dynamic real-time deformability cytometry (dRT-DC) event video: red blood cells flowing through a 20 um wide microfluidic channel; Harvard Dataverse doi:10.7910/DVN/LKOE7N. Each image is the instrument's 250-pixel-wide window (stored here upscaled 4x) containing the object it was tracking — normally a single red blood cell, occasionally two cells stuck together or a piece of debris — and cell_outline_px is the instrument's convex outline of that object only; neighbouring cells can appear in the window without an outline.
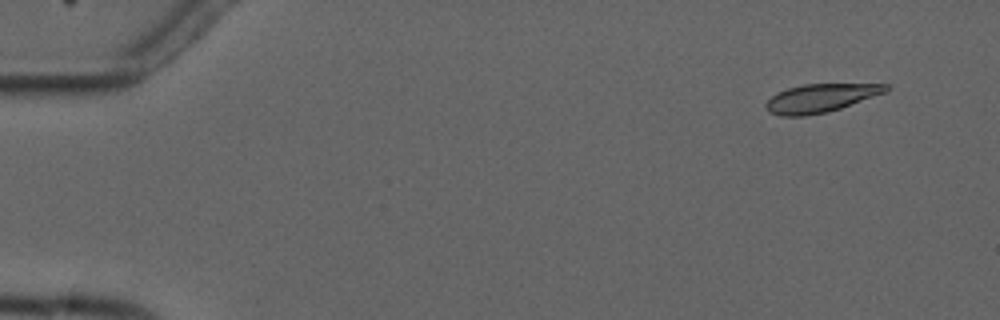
{"species": "common noctule bat (a hibernating species)", "species_latin": "Nyctalus noctula", "temperature_condition": "cold", "stored_images_in_passage": 5, "camera_frame_rate_fps": 3000, "um_per_image_px": 0.085, "animal": {"sex": "male", "forearm_length_mm": 52.5}, "frame": {"image": 1, "passage_image": 2, "time_ms": 1.0, "image_size_px": [1000, 320], "cell_outline_px": [[892, 88], [884, 92], [840, 108], [828, 112], [804, 116], [780, 116], [768, 112], [764, 108], [764, 104], [776, 92], [788, 88], [804, 84], [888, 84]], "centroid_in_image_um": [69.68, 8.34], "position_along_channel_um": 15.3, "area_um2": 19.77}}